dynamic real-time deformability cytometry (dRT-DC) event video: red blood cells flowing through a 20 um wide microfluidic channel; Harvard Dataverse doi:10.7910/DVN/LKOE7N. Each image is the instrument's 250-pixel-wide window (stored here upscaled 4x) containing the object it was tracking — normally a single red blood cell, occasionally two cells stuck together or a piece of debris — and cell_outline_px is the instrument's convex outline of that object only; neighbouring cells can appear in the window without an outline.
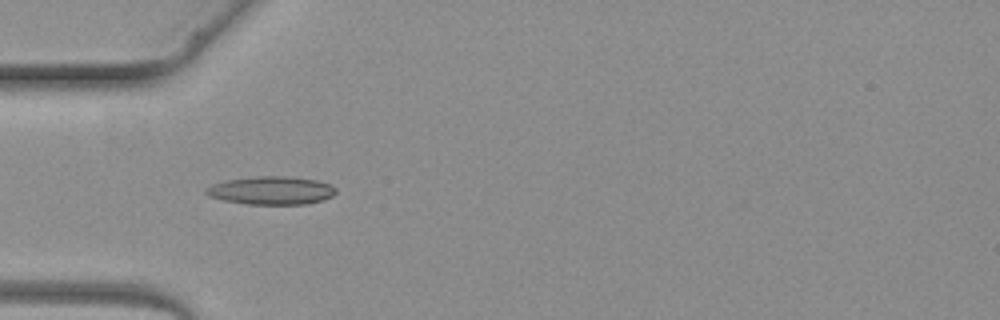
{"species": "common noctule bat (a hibernating species)", "species_latin": "Nyctalus noctula", "temperature_condition": "warm", "stored_images_in_passage": 5, "camera_frame_rate_fps": 3000, "um_per_image_px": 0.085, "animal": {"sex": "female", "body_mass_g": 19.3, "forearm_length_mm": 54.1}, "frame": {"image": 1, "passage_image": 4, "time_ms": 3.667, "image_size_px": [1000, 320], "cell_outline_px": [[336, 192], [332, 196], [324, 200], [308, 204], [248, 204], [224, 200], [208, 196], [204, 192], [204, 188], [212, 184], [228, 180], [256, 176], [284, 176], [316, 180], [332, 184], [336, 188]], "centroid_in_image_um": [23.07, 16.19], "position_along_channel_um": 61.9, "area_um2": 21.39}}
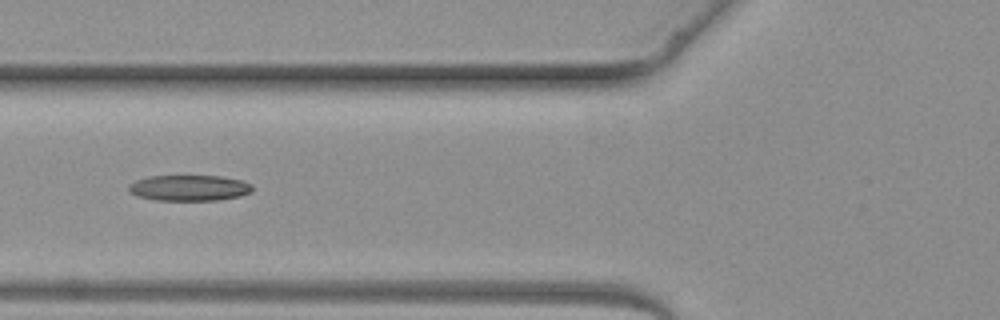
{"frame": {"image": 2, "passage_image": 5, "time_ms": 4.667, "image_size_px": [1000, 320], "cell_outline_px": [[252, 192], [240, 196], [216, 200], [156, 200], [136, 196], [128, 192], [128, 184], [136, 180], [148, 176], [220, 176], [240, 180], [252, 184]], "centroid_in_image_um": [16.04, 15.97], "position_along_channel_um": 109.8, "area_um2": 18.67}}